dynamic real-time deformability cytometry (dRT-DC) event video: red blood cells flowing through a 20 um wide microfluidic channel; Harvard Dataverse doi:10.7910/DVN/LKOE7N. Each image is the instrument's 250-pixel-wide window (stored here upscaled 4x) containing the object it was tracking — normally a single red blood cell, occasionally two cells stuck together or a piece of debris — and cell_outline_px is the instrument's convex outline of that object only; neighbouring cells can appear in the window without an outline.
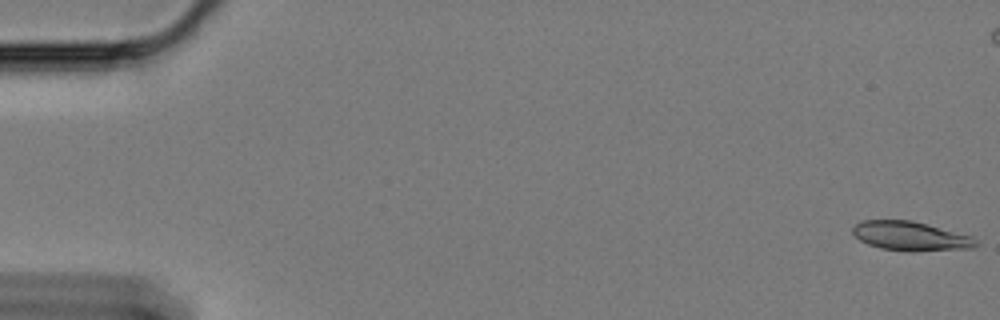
{"species": "Egyptian fruit bat (a non-hibernating species)", "species_latin": "Rousettus aegyptiacus", "temperature_condition": "cold", "stored_images_in_passage": 60, "camera_frame_rate_fps": 3000, "um_per_image_px": 0.085, "animal": {"sex": "female"}, "frame": {"image": 1, "passage_image": 1, "time_ms": 0.0, "image_size_px": [1000, 320], "cell_outline_px": [[980, 244], [972, 248], [880, 248], [868, 244], [860, 240], [852, 232], [852, 228], [860, 220], [912, 220], [972, 236]], "centroid_in_image_um": [77.34, 19.99], "position_along_channel_um": 7.7, "area_um2": 19.71}}
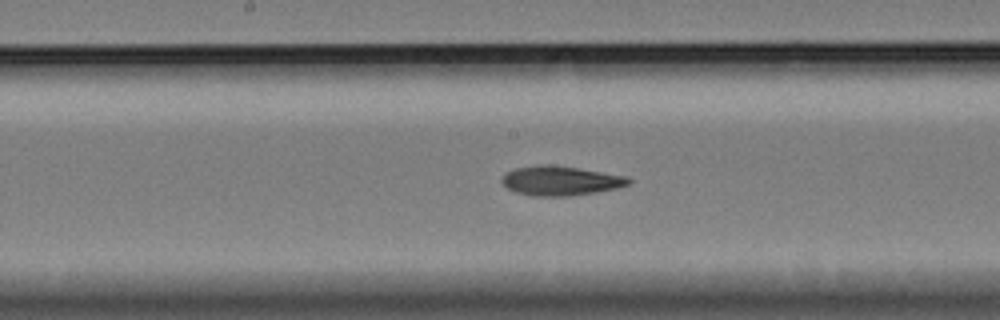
{"frame": {"image": 2, "passage_image": 31, "time_ms": 10.0, "image_size_px": [1000, 320], "cell_outline_px": [[632, 180], [628, 184], [616, 188], [596, 192], [572, 196], [532, 196], [516, 192], [508, 188], [500, 180], [508, 172], [516, 168], [540, 164], [548, 164], [576, 168], [628, 176]], "centroid_in_image_um": [47.65, 15.37], "position_along_channel_um": 200.5, "area_um2": 21.56}}
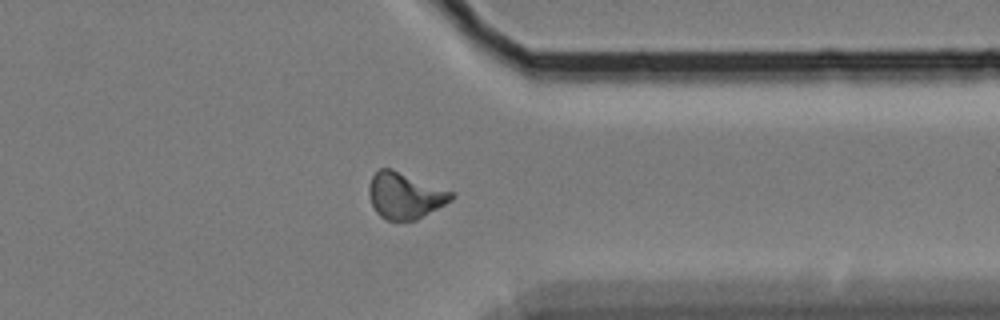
{"frame": {"image": 3, "passage_image": 47, "time_ms": 15.333, "image_size_px": [1000, 320], "cell_outline_px": [[456, 196], [452, 200], [416, 220], [388, 220], [380, 216], [376, 212], [368, 196], [368, 188], [372, 176], [380, 168], [392, 168], [456, 192]], "centroid_in_image_um": [34.44, 16.6], "position_along_channel_um": 377.0, "area_um2": 22.43}, "authors_computed_cell_mechanics": {"area_um2": 21.0681, "velocity_mm_per_s": 3.3752, "shape_relaxation_time_tau1_ms": 5.5954, "shape_relaxation_time_tau2_ms": 5.9494, "deformation_change_tau1": 0.1476, "deformation_change_tau2": 0.1287}}